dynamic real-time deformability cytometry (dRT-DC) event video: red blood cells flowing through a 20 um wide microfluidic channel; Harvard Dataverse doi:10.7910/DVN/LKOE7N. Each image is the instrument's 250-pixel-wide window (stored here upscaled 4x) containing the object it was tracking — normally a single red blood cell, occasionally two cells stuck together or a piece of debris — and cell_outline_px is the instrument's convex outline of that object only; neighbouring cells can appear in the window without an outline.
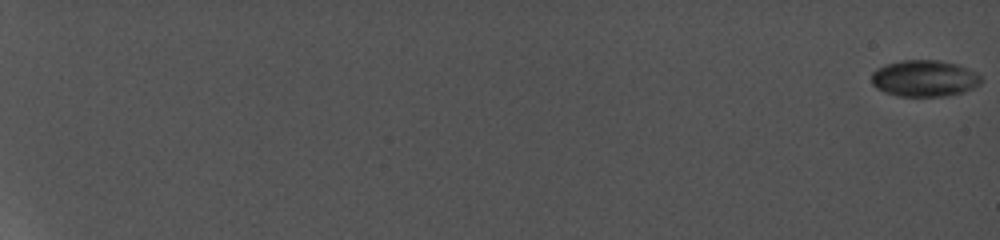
{"species": "common noctule bat (a hibernating species)", "species_latin": "Nyctalus noctula", "temperature_condition": "cold", "stored_images_in_passage": 11, "camera_frame_rate_fps": 5000, "um_per_image_px": 0.085, "animal": {"sex": "female", "body_mass_g": 19.0, "forearm_length_mm": 56.7}, "frame": {"image": 1, "passage_image": 1, "time_ms": 0.0, "image_size_px": [1000, 240], "cell_outline_px": [[984, 80], [980, 84], [964, 92], [944, 96], [896, 96], [884, 92], [876, 88], [872, 84], [872, 72], [876, 68], [884, 64], [904, 60], [936, 60], [956, 64], [968, 68], [976, 72]], "centroid_in_image_um": [78.56, 6.66], "position_along_channel_um": 6.4, "area_um2": 23.47}}
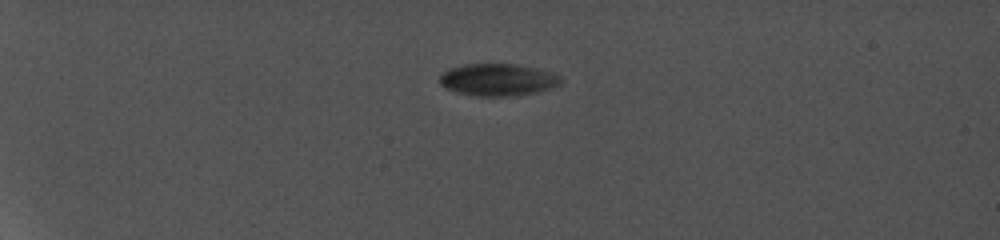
{"frame": {"image": 2, "passage_image": 6, "time_ms": 6.2, "image_size_px": [1000, 240], "cell_outline_px": [[564, 80], [560, 84], [552, 88], [536, 92], [516, 96], [476, 96], [456, 92], [444, 88], [440, 84], [440, 76], [448, 68], [464, 64], [516, 64], [536, 68], [552, 72], [560, 76]], "centroid_in_image_um": [42.33, 6.78], "position_along_channel_um": 42.7, "area_um2": 22.95}}
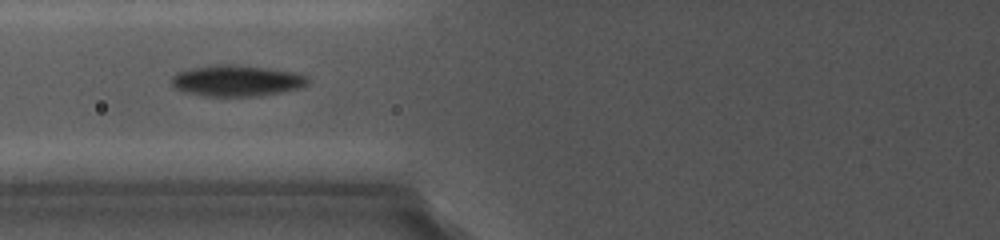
{"frame": {"image": 3, "passage_image": 9, "time_ms": 10.0, "image_size_px": [1000, 240], "cell_outline_px": [[312, 80], [296, 88], [276, 92], [248, 96], [208, 96], [188, 92], [176, 88], [172, 84], [172, 76], [180, 72], [192, 68], [212, 64], [232, 64], [268, 68], [296, 72], [308, 76]], "centroid_in_image_um": [20.12, 6.83], "position_along_channel_um": 105.7, "area_um2": 24.22}}